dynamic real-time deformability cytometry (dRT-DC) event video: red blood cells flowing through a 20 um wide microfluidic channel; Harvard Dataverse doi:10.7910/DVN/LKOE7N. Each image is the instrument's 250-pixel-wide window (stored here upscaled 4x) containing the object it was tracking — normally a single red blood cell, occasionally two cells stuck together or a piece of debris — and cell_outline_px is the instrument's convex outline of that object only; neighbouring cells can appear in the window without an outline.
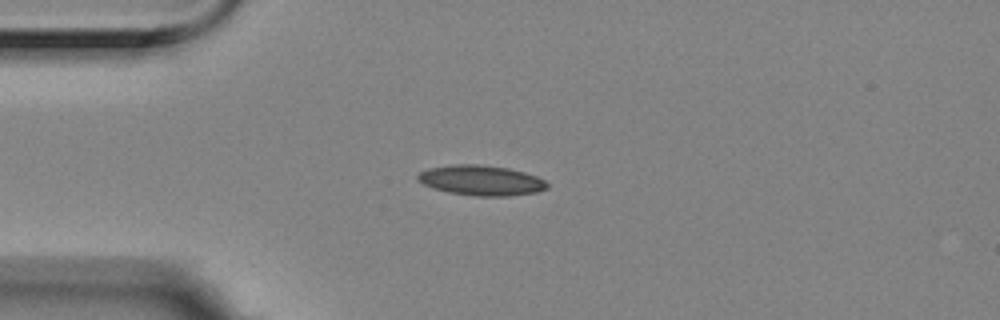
{"species": "Egyptian fruit bat (a non-hibernating species)", "species_latin": "Rousettus aegyptiacus", "temperature_condition": "room temperature", "stored_images_in_passage": 6, "camera_frame_rate_fps": 3000, "um_per_image_px": 0.085, "animal": {"sex": "female"}, "frame": {"image": 1, "passage_image": 2, "time_ms": 0.333, "image_size_px": [1000, 320], "cell_outline_px": [[548, 188], [536, 192], [508, 196], [476, 196], [448, 192], [432, 188], [416, 180], [416, 176], [420, 172], [428, 168], [452, 164], [480, 164], [508, 168], [524, 172], [536, 176], [544, 180], [548, 184]], "centroid_in_image_um": [40.87, 15.33], "position_along_channel_um": 44.1, "area_um2": 22.83}}
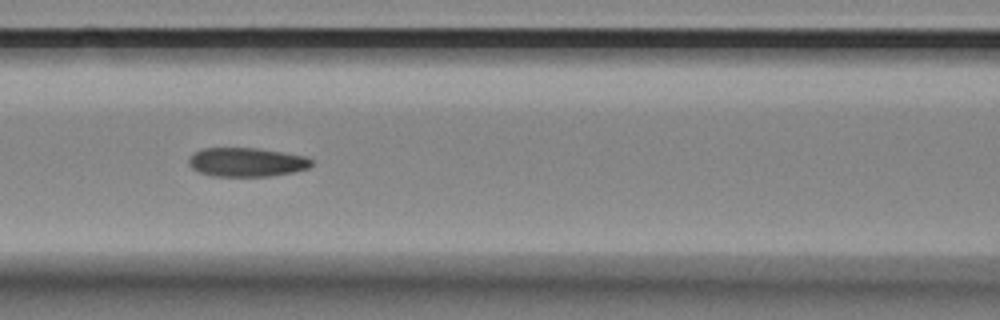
{"frame": {"image": 2, "passage_image": 5, "time_ms": 1.333, "image_size_px": [1000, 320], "cell_outline_px": [[312, 164], [308, 168], [292, 172], [272, 176], [212, 176], [200, 172], [192, 168], [188, 164], [188, 160], [196, 152], [204, 148], [256, 148], [284, 152], [308, 156], [312, 160]], "centroid_in_image_um": [20.99, 13.78], "position_along_channel_um": 145.6, "area_um2": 20.69}}
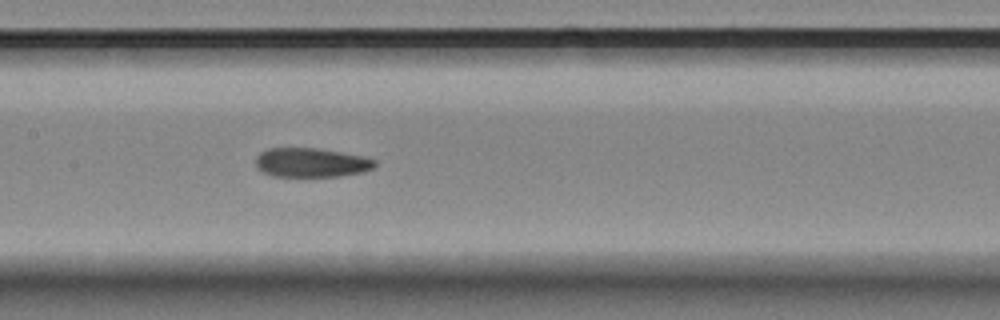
{"frame": {"image": 3, "passage_image": 6, "time_ms": 1.667, "image_size_px": [1000, 320], "cell_outline_px": [[376, 164], [372, 168], [364, 172], [340, 176], [272, 176], [256, 168], [256, 156], [260, 152], [268, 148], [316, 148], [364, 156], [376, 160]], "centroid_in_image_um": [26.45, 13.82], "position_along_channel_um": 181.0, "area_um2": 20.29}}